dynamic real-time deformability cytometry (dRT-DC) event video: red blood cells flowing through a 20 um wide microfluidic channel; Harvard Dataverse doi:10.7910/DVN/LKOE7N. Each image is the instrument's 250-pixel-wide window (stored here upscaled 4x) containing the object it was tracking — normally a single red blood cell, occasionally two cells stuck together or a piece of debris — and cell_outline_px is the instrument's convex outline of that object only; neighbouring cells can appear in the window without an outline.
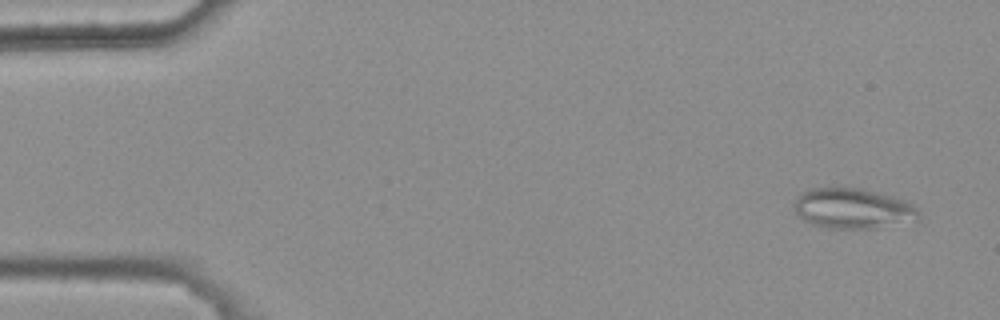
{"species": "common noctule bat (a hibernating species)", "species_latin": "Nyctalus noctula", "temperature_condition": "warm", "stored_images_in_passage": 5, "camera_frame_rate_fps": 3000, "um_per_image_px": 0.085, "animal": {"sex": "female", "body_mass_g": 25.1}, "frame": {"image": 1, "passage_image": 1, "time_ms": 0.0, "image_size_px": [1000, 320], "cell_outline_px": [[920, 220], [876, 228], [828, 228], [812, 224], [804, 220], [796, 212], [792, 204], [800, 192], [808, 188], [832, 184], [860, 188], [892, 196], [904, 200], [912, 204], [920, 212]], "centroid_in_image_um": [72.45, 17.67], "position_along_channel_um": 12.5, "area_um2": 30.17}}
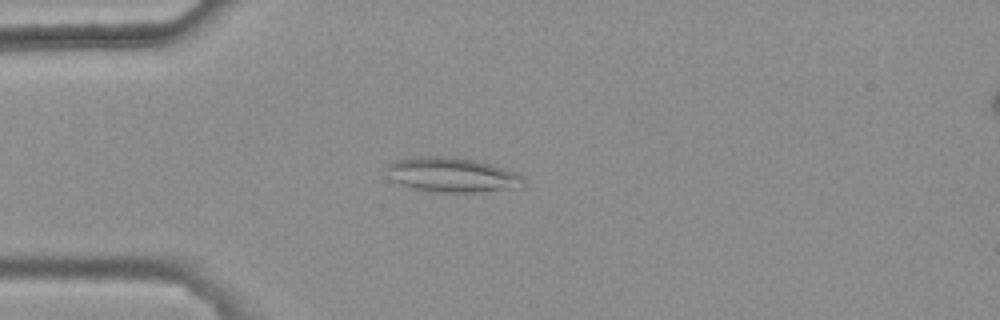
{"frame": {"image": 2, "passage_image": 4, "time_ms": 1.0, "image_size_px": [1000, 320], "cell_outline_px": [[524, 184], [520, 188], [476, 192], [440, 192], [416, 188], [400, 184], [392, 180], [384, 168], [388, 164], [396, 160], [476, 160], [512, 172], [520, 176]], "centroid_in_image_um": [38.45, 14.94], "position_along_channel_um": 46.5, "area_um2": 25.66}}